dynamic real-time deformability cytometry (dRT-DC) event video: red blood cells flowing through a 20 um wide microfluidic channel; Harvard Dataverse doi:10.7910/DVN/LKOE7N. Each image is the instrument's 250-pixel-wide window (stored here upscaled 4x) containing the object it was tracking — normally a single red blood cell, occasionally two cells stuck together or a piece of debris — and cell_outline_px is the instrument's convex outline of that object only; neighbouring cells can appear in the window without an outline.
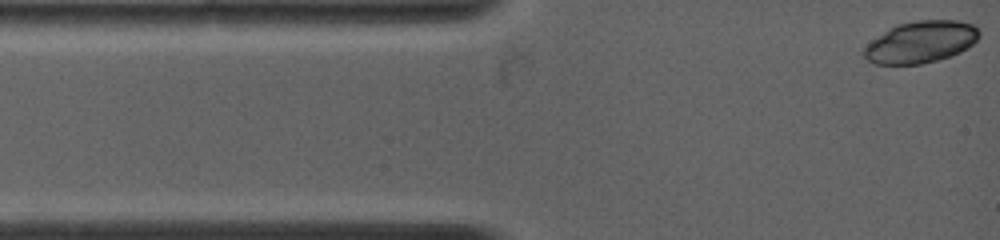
{"species": "common noctule bat (a hibernating species)", "species_latin": "Nyctalus noctula", "temperature_condition": "warm", "stored_images_in_passage": 24, "camera_frame_rate_fps": 4500, "um_per_image_px": 0.085, "animal": {"sex": "female", "body_mass_g": 19.0, "forearm_length_mm": 53.3}, "frame": {"image": 1, "passage_image": 1, "time_ms": 0.0, "image_size_px": [1000, 240], "cell_outline_px": [[980, 36], [968, 48], [952, 56], [920, 64], [876, 64], [868, 60], [860, 52], [872, 40], [888, 28], [896, 24], [916, 20], [956, 20], [972, 24], [980, 32]], "centroid_in_image_um": [78.26, 3.56], "position_along_channel_um": 6.7, "area_um2": 28.15}}
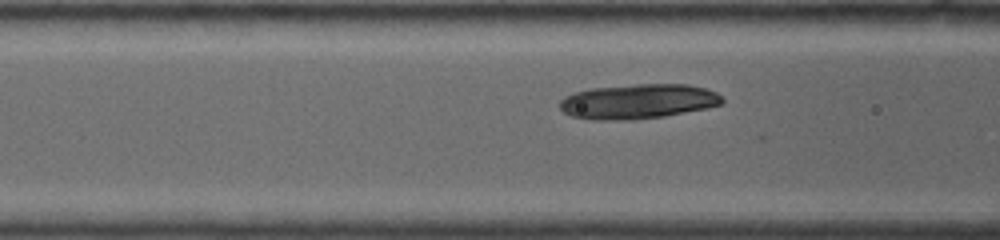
{"frame": {"image": 2, "passage_image": 11, "time_ms": 4.0, "image_size_px": [1000, 240], "cell_outline_px": [[724, 104], [708, 108], [664, 116], [628, 120], [600, 120], [572, 116], [564, 112], [560, 108], [560, 100], [564, 96], [576, 92], [592, 88], [636, 84], [688, 84], [704, 88], [716, 92], [724, 100]], "centroid_in_image_um": [54.26, 8.62], "position_along_channel_um": 112.3, "area_um2": 32.89}}
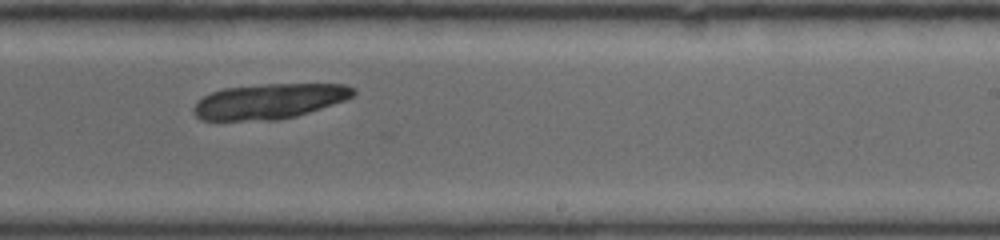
{"frame": {"image": 3, "passage_image": 21, "time_ms": 8.0, "image_size_px": [1000, 240], "cell_outline_px": [[356, 92], [352, 96], [344, 100], [320, 108], [292, 116], [276, 120], [204, 120], [196, 116], [196, 100], [212, 92], [224, 88], [264, 84], [344, 84], [356, 88]], "centroid_in_image_um": [22.9, 8.59], "position_along_channel_um": 266.1, "area_um2": 32.19}}